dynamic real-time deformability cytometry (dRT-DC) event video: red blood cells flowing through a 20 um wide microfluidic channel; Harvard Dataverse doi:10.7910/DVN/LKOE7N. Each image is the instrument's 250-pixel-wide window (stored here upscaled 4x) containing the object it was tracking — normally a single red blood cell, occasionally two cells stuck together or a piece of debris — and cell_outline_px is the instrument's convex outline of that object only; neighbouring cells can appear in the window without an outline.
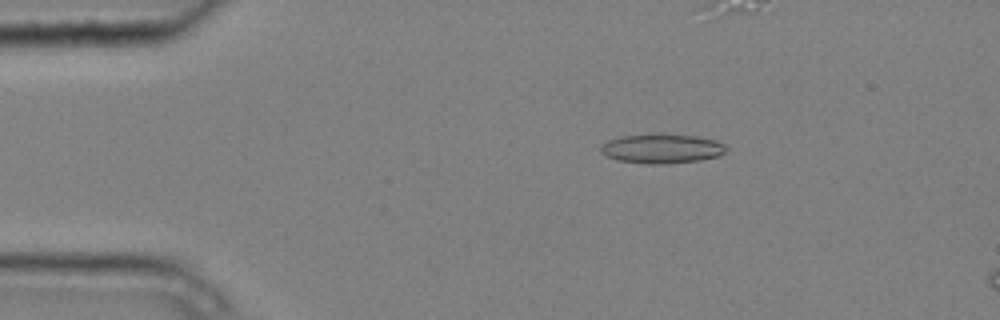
{"species": "common noctule bat (a hibernating species)", "species_latin": "Nyctalus noctula", "temperature_condition": "cold", "stored_images_in_passage": 4, "camera_frame_rate_fps": 3000, "um_per_image_px": 0.085, "animal": {"sex": "male", "body_mass_g": 20.4}, "frame": {"image": 1, "passage_image": 2, "time_ms": 0.333, "image_size_px": [1000, 320], "cell_outline_px": [[728, 152], [720, 156], [700, 160], [668, 164], [648, 164], [620, 160], [604, 156], [600, 152], [600, 148], [608, 140], [624, 136], [696, 136], [716, 140], [724, 144], [728, 148]], "centroid_in_image_um": [56.32, 12.68], "position_along_channel_um": 28.7, "area_um2": 20.98}}